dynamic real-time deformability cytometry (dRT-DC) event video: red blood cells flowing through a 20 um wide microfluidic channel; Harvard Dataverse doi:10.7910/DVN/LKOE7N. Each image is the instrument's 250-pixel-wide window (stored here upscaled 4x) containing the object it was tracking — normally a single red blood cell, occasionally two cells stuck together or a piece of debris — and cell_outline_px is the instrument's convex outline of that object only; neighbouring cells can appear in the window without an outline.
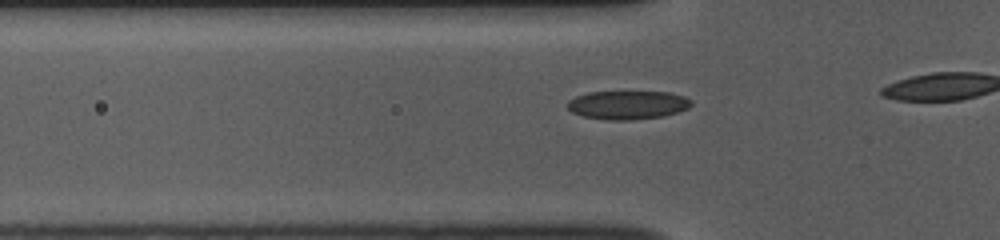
{"species": "common noctule bat (a hibernating species)", "species_latin": "Nyctalus noctula", "temperature_condition": "room temperature", "stored_images_in_passage": 18, "camera_frame_rate_fps": 3000, "um_per_image_px": 0.085, "animal": {"sex": "female", "body_mass_g": 10.0, "forearm_length_mm": 53.1}, "frame": {"image": 1, "passage_image": 13, "time_ms": 4.0, "image_size_px": [1000, 240], "cell_outline_px": [[692, 104], [688, 108], [664, 116], [632, 120], [608, 120], [584, 116], [572, 112], [564, 104], [568, 100], [576, 96], [588, 92], [668, 92], [684, 96], [692, 100]], "centroid_in_image_um": [53.33, 8.92], "position_along_channel_um": 72.5, "area_um2": 20.69}}
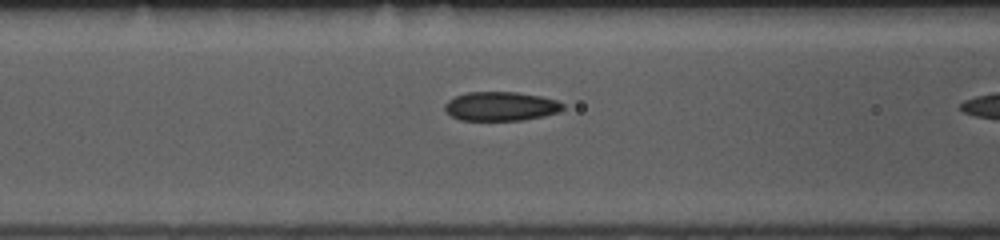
{"frame": {"image": 2, "passage_image": 17, "time_ms": 5.333, "image_size_px": [1000, 240], "cell_outline_px": [[564, 108], [560, 112], [544, 116], [524, 120], [460, 120], [452, 116], [444, 108], [444, 104], [448, 100], [456, 96], [468, 92], [516, 92], [540, 96], [556, 100], [564, 104]], "centroid_in_image_um": [42.59, 9.04], "position_along_channel_um": 124.0, "area_um2": 20.0}}